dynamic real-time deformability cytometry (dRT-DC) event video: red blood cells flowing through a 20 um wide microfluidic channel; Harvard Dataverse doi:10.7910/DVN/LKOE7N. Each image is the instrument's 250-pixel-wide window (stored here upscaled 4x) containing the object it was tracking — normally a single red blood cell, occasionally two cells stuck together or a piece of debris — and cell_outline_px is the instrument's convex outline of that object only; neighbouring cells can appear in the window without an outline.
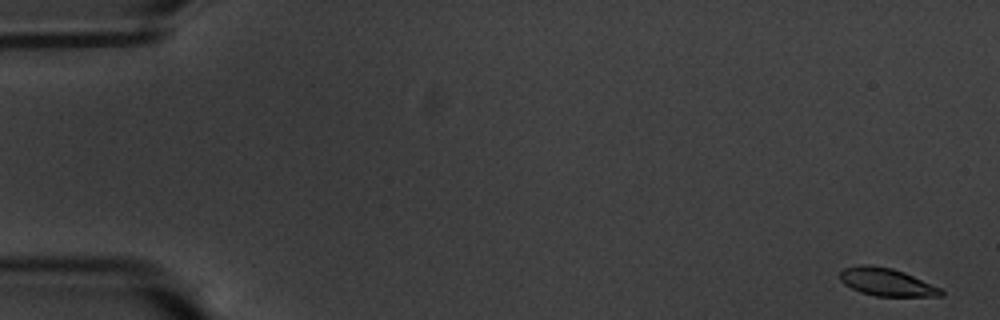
{"species": "common noctule bat (a hibernating species)", "species_latin": "Nyctalus noctula", "temperature_condition": "warm", "stored_images_in_passage": 58, "camera_frame_rate_fps": 3000, "um_per_image_px": 0.085, "animal": {"sex": "male", "body_mass_g": 20.1, "forearm_length_mm": 53.5}, "frame": {"image": 1, "passage_image": 1, "time_ms": 0.0, "image_size_px": [1000, 320], "cell_outline_px": [[944, 296], [876, 296], [860, 292], [844, 284], [840, 280], [840, 272], [844, 268], [860, 264], [868, 264], [892, 268], [904, 272], [940, 288], [944, 292]], "centroid_in_image_um": [75.34, 23.97], "position_along_channel_um": 9.7, "area_um2": 16.3}}
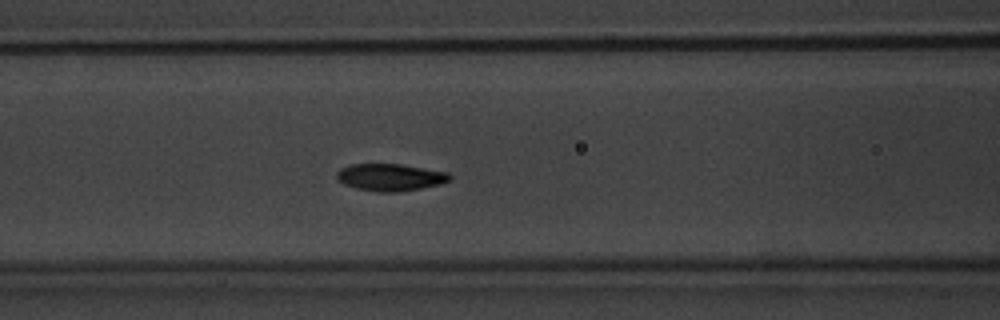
{"frame": {"image": 2, "passage_image": 24, "time_ms": 7.667, "image_size_px": [1000, 320], "cell_outline_px": [[452, 176], [448, 180], [440, 184], [400, 192], [380, 192], [356, 188], [344, 184], [336, 176], [336, 172], [340, 168], [348, 164], [400, 164], [448, 172]], "centroid_in_image_um": [33.15, 15.06], "position_along_channel_um": 133.5, "area_um2": 17.8}}
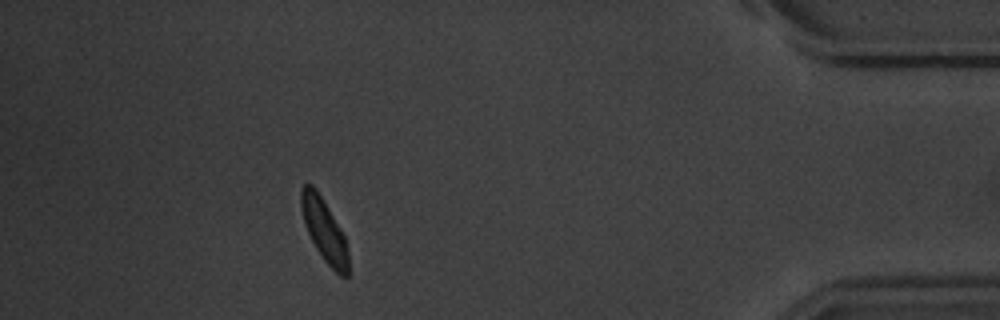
{"frame": {"image": 3, "passage_image": 52, "time_ms": 17.0, "image_size_px": [1000, 320], "cell_outline_px": [[348, 276], [340, 276], [324, 260], [316, 248], [308, 232], [300, 208], [300, 188], [304, 184], [312, 184], [316, 188], [344, 236], [348, 252]], "centroid_in_image_um": [27.53, 19.54], "position_along_channel_um": 407.7, "area_um2": 16.88}, "authors_computed_cell_mechanics": {"area_um2": 17.2822, "velocity_mm_per_s": 3.4697, "shape_relaxation_time_tau1_ms": 9.8071, "shape_relaxation_time_tau2_ms": null, "deformation_change_tau1": 0.4189, "deformation_change_tau2": null}}